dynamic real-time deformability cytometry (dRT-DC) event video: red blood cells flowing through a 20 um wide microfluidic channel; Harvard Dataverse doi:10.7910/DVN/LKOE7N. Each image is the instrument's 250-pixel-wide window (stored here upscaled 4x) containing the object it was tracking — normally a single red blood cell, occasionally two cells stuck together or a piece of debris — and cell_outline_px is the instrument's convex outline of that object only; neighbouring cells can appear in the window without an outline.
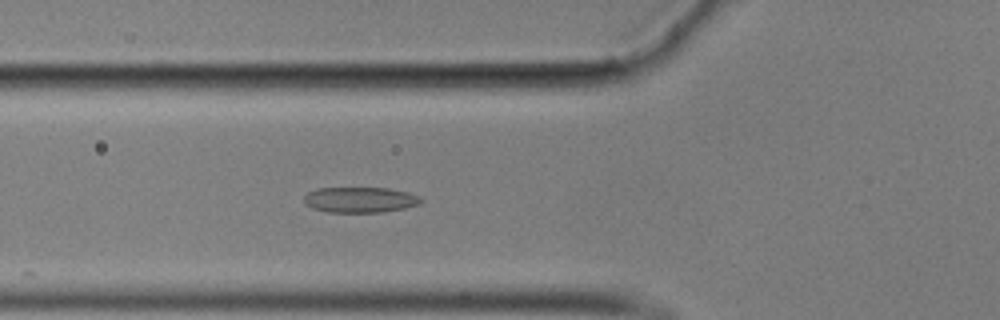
{"species": "common noctule bat (a hibernating species)", "species_latin": "Nyctalus noctula", "temperature_condition": "cold", "stored_images_in_passage": 43, "camera_frame_rate_fps": 3000, "um_per_image_px": 0.085, "animal": {"sex": "male", "body_mass_g": 17.9}, "frame": {"image": 1, "passage_image": 6, "time_ms": 1.667, "image_size_px": [1000, 320], "cell_outline_px": [[424, 200], [420, 204], [404, 208], [380, 212], [328, 212], [312, 208], [304, 204], [304, 196], [308, 192], [316, 188], [388, 188], [408, 192], [420, 196]], "centroid_in_image_um": [30.6, 16.98], "position_along_channel_um": 95.2, "area_um2": 17.51}}
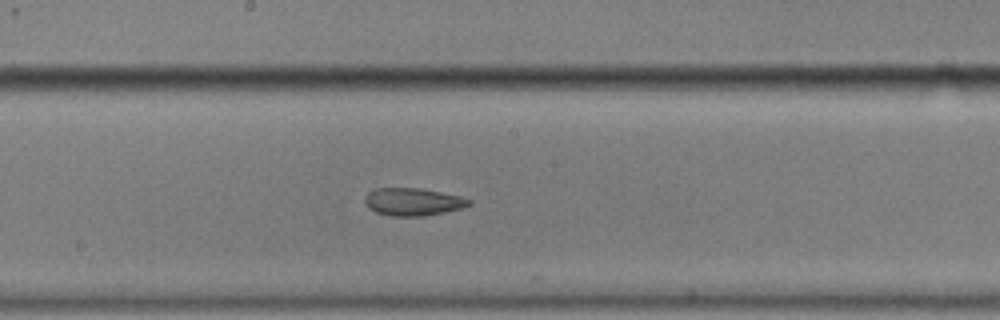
{"frame": {"image": 2, "passage_image": 16, "time_ms": 5.0, "image_size_px": [1000, 320], "cell_outline_px": [[472, 204], [460, 208], [444, 212], [424, 216], [392, 216], [376, 212], [368, 208], [364, 204], [364, 196], [368, 192], [376, 188], [420, 188], [460, 196], [472, 200]], "centroid_in_image_um": [35.06, 17.15], "position_along_channel_um": 213.1, "area_um2": 16.82}}
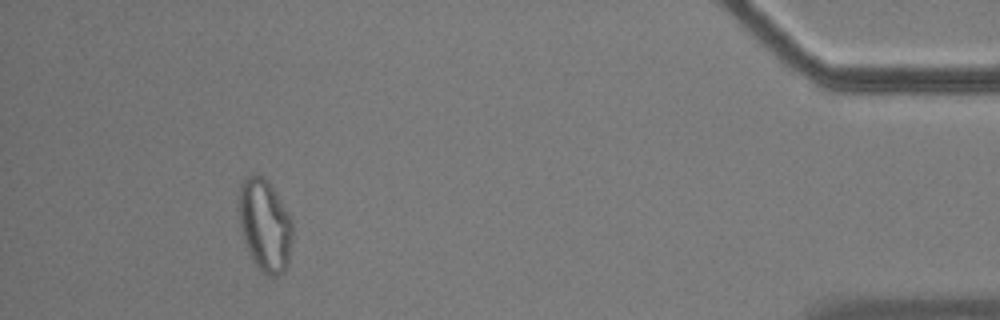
{"frame": {"image": 3, "passage_image": 38, "time_ms": 12.333, "image_size_px": [1000, 320], "cell_outline_px": [[292, 240], [288, 264], [280, 276], [264, 276], [260, 272], [252, 260], [244, 244], [240, 232], [240, 184], [252, 172], [260, 172], [268, 180], [288, 212], [292, 220]], "centroid_in_image_um": [22.51, 19.16], "position_along_channel_um": 412.7, "area_um2": 29.42}, "authors_computed_cell_mechanics": {"area_um2": 18.0914, "velocity_mm_per_s": 3.5208, "shape_relaxation_time_tau1_ms": null, "shape_relaxation_time_tau2_ms": 3.7015, "deformation_change_tau1": null, "deformation_change_tau2": 0.1048}}